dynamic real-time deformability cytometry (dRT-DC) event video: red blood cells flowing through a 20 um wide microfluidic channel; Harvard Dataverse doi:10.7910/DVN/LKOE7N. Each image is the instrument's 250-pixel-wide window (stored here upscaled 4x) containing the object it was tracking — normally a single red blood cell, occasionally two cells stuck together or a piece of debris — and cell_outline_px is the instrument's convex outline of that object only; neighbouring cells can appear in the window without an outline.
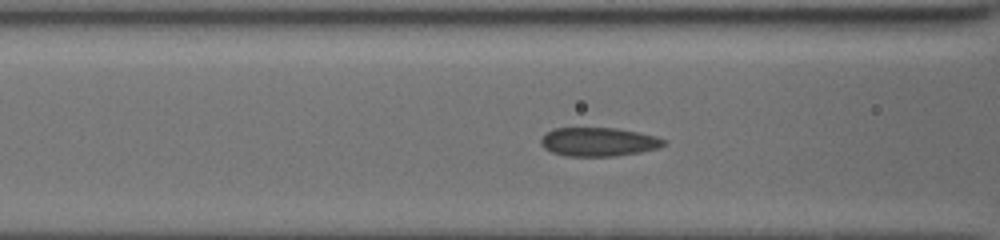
{"species": "common noctule bat (a hibernating species)", "species_latin": "Nyctalus noctula", "temperature_condition": "cold", "stored_images_in_passage": 39, "camera_frame_rate_fps": 3000, "um_per_image_px": 0.085, "animal": {"sex": "female", "body_mass_g": 19.5, "forearm_length_mm": 54.1}, "frame": {"image": 1, "passage_image": 29, "time_ms": 4.667, "image_size_px": [1000, 240], "cell_outline_px": [[664, 144], [660, 148], [640, 152], [616, 156], [564, 156], [552, 152], [544, 148], [540, 144], [540, 140], [552, 128], [616, 128], [656, 136], [664, 140]], "centroid_in_image_um": [50.85, 12.06], "position_along_channel_um": 115.7, "area_um2": 20.52}}
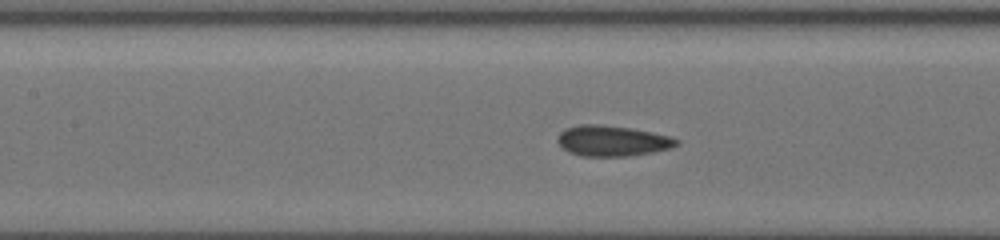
{"frame": {"image": 2, "passage_image": 33, "time_ms": 5.667, "image_size_px": [1000, 240], "cell_outline_px": [[680, 144], [672, 148], [652, 152], [628, 156], [580, 156], [568, 152], [556, 140], [560, 132], [564, 128], [580, 124], [600, 124], [632, 128], [672, 136], [680, 140]], "centroid_in_image_um": [52.07, 11.96], "position_along_channel_um": 155.3, "area_um2": 21.5}}